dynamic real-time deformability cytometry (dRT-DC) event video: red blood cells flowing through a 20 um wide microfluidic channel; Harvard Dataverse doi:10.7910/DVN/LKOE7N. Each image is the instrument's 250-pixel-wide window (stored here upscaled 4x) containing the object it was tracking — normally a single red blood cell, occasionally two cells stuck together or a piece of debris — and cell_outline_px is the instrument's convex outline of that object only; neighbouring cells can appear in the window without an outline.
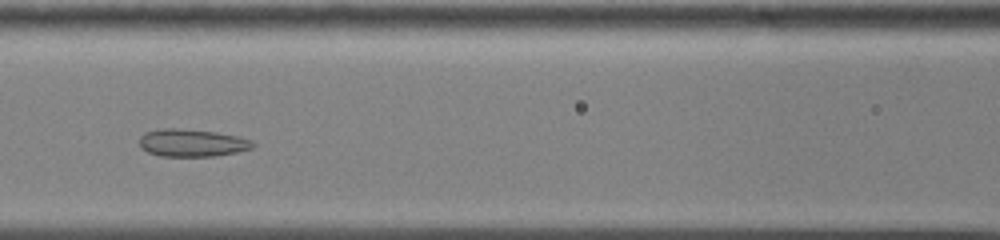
{"species": "common noctule bat (a hibernating species)", "species_latin": "Nyctalus noctula", "temperature_condition": "cold", "stored_images_in_passage": 41, "camera_frame_rate_fps": 3000, "um_per_image_px": 0.085, "animal": {"sex": "male", "body_mass_g": 13.0, "forearm_length_mm": 53.1}, "frame": {"image": 1, "passage_image": 10, "time_ms": 3.0, "image_size_px": [1000, 240], "cell_outline_px": [[256, 144], [252, 148], [236, 152], [212, 156], [160, 156], [148, 152], [140, 148], [140, 136], [144, 132], [160, 128], [176, 128], [216, 132], [236, 136], [252, 140]], "centroid_in_image_um": [16.29, 12.14], "position_along_channel_um": 150.3, "area_um2": 18.21}}
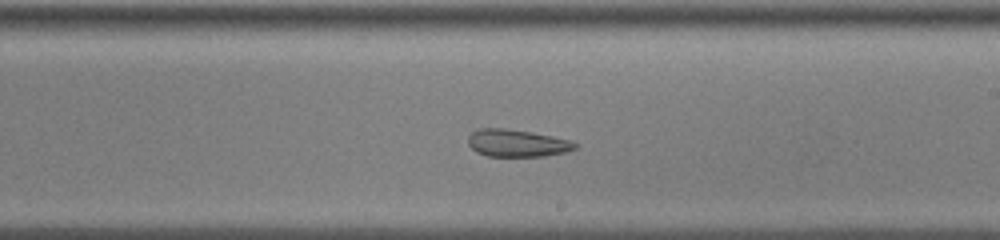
{"frame": {"image": 2, "passage_image": 18, "time_ms": 5.667, "image_size_px": [1000, 240], "cell_outline_px": [[580, 144], [576, 148], [564, 152], [544, 156], [488, 156], [476, 152], [468, 144], [468, 136], [472, 132], [480, 128], [504, 128], [532, 132], [552, 136], [568, 140]], "centroid_in_image_um": [43.93, 12.16], "position_along_channel_um": 245.1, "area_um2": 16.99}}
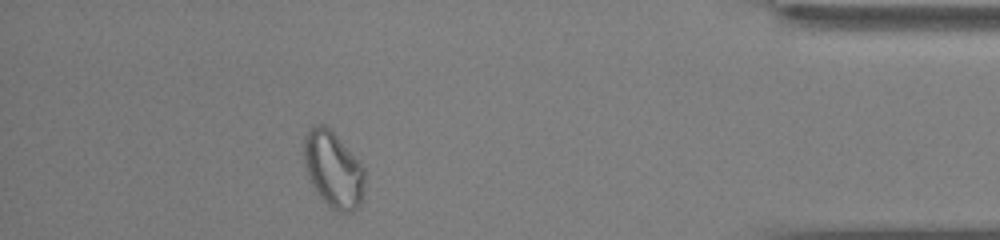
{"frame": {"image": 3, "passage_image": 35, "time_ms": 11.333, "image_size_px": [1000, 240], "cell_outline_px": [[364, 192], [360, 204], [352, 212], [340, 212], [332, 208], [316, 192], [308, 176], [304, 164], [304, 136], [316, 124], [324, 124], [336, 136], [364, 168]], "centroid_in_image_um": [28.32, 14.43], "position_along_channel_um": 406.9, "area_um2": 26.47}, "authors_computed_cell_mechanics": {"area_um2": 20.1144, "velocity_mm_per_s": 3.5735, "shape_relaxation_time_tau1_ms": null, "shape_relaxation_time_tau2_ms": 2.3032, "deformation_change_tau1": null, "deformation_change_tau2": 0.0718}}